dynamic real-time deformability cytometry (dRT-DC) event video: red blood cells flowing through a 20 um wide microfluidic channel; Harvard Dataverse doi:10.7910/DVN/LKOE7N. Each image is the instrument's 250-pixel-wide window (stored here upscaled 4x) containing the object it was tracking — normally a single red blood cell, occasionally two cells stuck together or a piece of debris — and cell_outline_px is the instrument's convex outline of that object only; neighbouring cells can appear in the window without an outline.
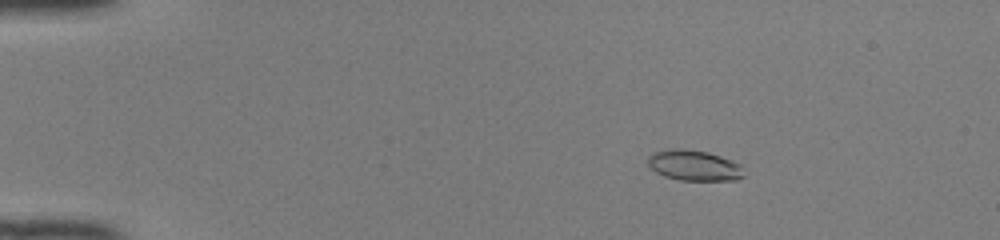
{"species": "common noctule bat (a hibernating species)", "species_latin": "Nyctalus noctula", "temperature_condition": "room temperature", "stored_images_in_passage": 50, "camera_frame_rate_fps": 3000, "um_per_image_px": 0.085, "animal": {"sex": "female", "body_mass_g": 22.0, "forearm_length_mm": 56.7}, "frame": {"image": 1, "passage_image": 9, "time_ms": 2.667, "image_size_px": [1000, 240], "cell_outline_px": [[748, 176], [736, 180], [680, 180], [664, 176], [656, 172], [648, 164], [648, 156], [652, 152], [676, 148], [680, 148], [708, 152], [732, 160], [740, 164]], "centroid_in_image_um": [59.05, 14.07], "position_along_channel_um": 26.0, "area_um2": 17.28}}
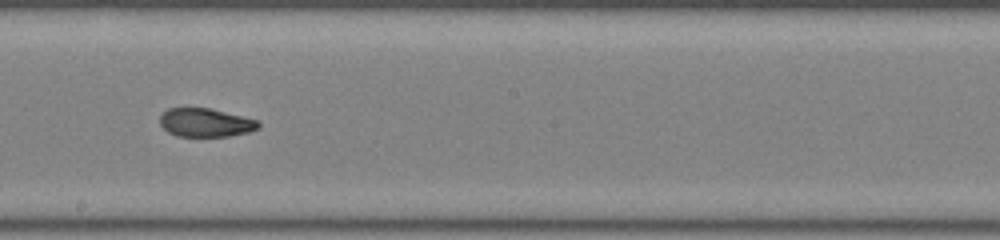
{"frame": {"image": 2, "passage_image": 30, "time_ms": 9.667, "image_size_px": [1000, 240], "cell_outline_px": [[260, 128], [248, 132], [228, 136], [176, 136], [168, 132], [160, 124], [160, 116], [168, 108], [208, 108], [256, 120], [260, 124]], "centroid_in_image_um": [17.44, 10.43], "position_along_channel_um": 230.8, "area_um2": 16.13}}
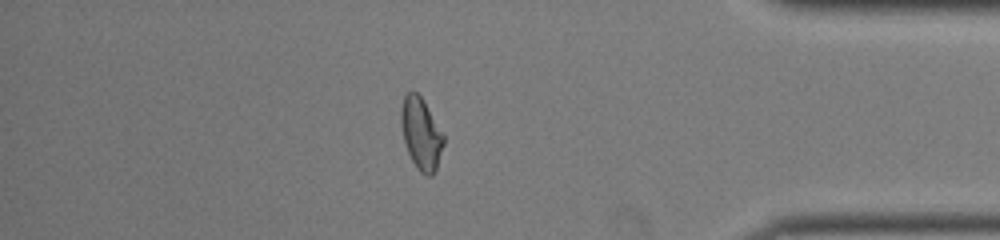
{"frame": {"image": 3, "passage_image": 44, "time_ms": 14.333, "image_size_px": [1000, 240], "cell_outline_px": [[444, 144], [436, 172], [432, 176], [428, 176], [420, 172], [416, 168], [408, 152], [404, 140], [400, 120], [400, 108], [404, 96], [408, 92], [416, 92], [420, 96], [444, 136]], "centroid_in_image_um": [35.78, 11.41], "position_along_channel_um": 399.4, "area_um2": 17.63}, "authors_computed_cell_mechanics": {"area_um2": 17.1955, "velocity_mm_per_s": 4.1492, "shape_relaxation_time_tau1_ms": 8.9159, "shape_relaxation_time_tau2_ms": 1.8316, "deformation_change_tau1": 0.2494, "deformation_change_tau2": 0.0754}}